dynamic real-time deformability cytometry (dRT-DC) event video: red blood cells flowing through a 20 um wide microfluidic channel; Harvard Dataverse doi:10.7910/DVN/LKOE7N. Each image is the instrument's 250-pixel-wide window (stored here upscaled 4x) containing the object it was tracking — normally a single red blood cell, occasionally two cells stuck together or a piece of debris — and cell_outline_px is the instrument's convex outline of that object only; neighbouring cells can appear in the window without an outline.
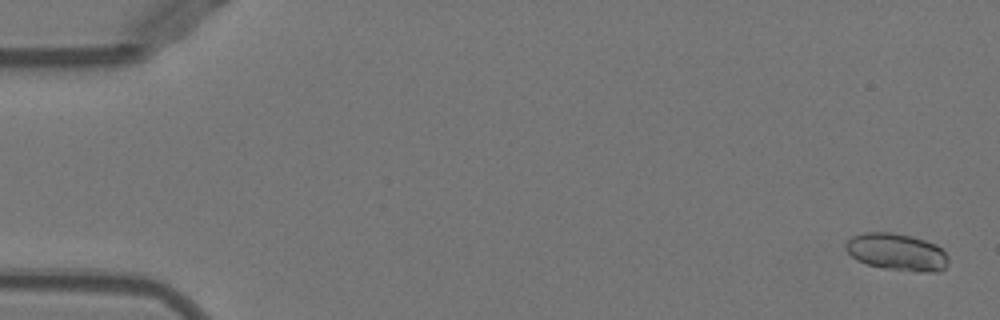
{"species": "Egyptian fruit bat (a non-hibernating species)", "species_latin": "Rousettus aegyptiacus", "temperature_condition": "warm", "stored_images_in_passage": 49, "camera_frame_rate_fps": 3000, "um_per_image_px": 0.085, "animal": {"sex": "female"}, "frame": {"image": 1, "passage_image": 2, "time_ms": 0.333, "image_size_px": [1000, 320], "cell_outline_px": [[948, 264], [940, 272], [916, 272], [884, 268], [868, 264], [856, 260], [844, 248], [844, 244], [852, 236], [864, 232], [888, 232], [912, 236], [936, 244], [948, 256]], "centroid_in_image_um": [76.23, 21.43], "position_along_channel_um": 8.8, "area_um2": 22.31}}
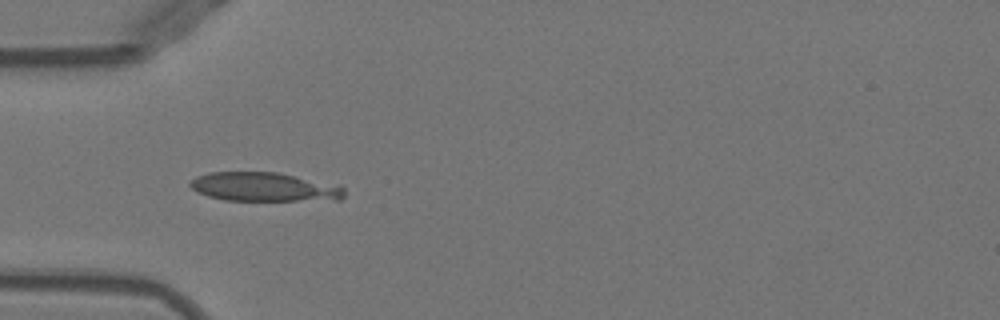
{"frame": {"image": 2, "passage_image": 17, "time_ms": 5.333, "image_size_px": [1000, 320], "cell_outline_px": [[344, 196], [340, 200], [224, 200], [208, 196], [196, 192], [188, 184], [196, 176], [208, 172], [276, 172], [340, 184], [344, 188]], "centroid_in_image_um": [22.49, 15.88], "position_along_channel_um": 62.5, "area_um2": 26.24}}